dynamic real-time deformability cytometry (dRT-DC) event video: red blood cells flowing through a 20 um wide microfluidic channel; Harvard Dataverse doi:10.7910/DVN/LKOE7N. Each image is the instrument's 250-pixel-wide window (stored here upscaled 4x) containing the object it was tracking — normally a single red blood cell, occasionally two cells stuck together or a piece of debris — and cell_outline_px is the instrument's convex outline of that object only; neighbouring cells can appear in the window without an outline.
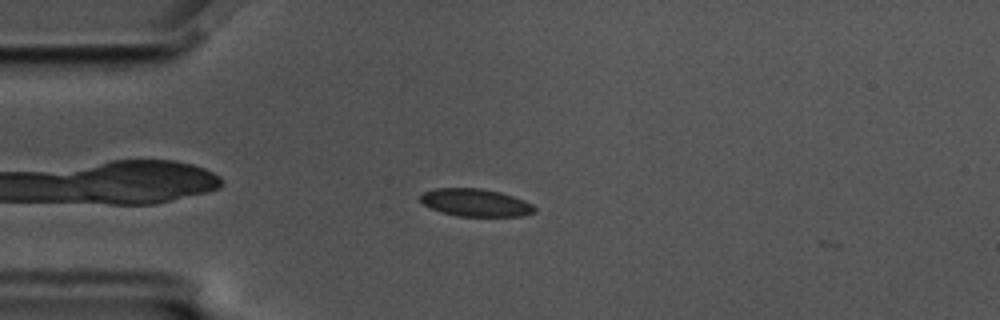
{"species": "common noctule bat (a hibernating species)", "species_latin": "Nyctalus noctula", "temperature_condition": "cold", "stored_images_in_passage": 50, "camera_frame_rate_fps": 3000, "um_per_image_px": 0.085, "animal": {"sex": "male", "body_mass_g": 17.5, "forearm_length_mm": 52.3}, "frame": {"image": 1, "passage_image": 7, "time_ms": 2.0, "image_size_px": [1000, 320], "cell_outline_px": [[536, 212], [524, 216], [456, 216], [440, 212], [424, 204], [420, 200], [420, 196], [424, 192], [436, 188], [480, 188], [500, 192], [524, 200], [532, 204], [536, 208]], "centroid_in_image_um": [40.44, 17.23], "position_along_channel_um": 44.6, "area_um2": 18.38}}
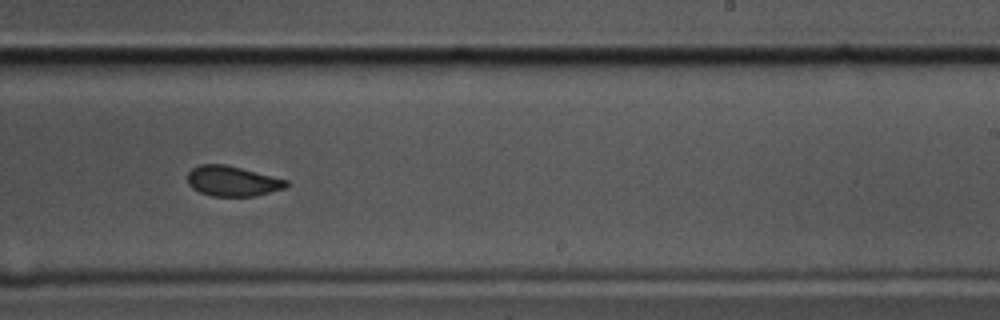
{"frame": {"image": 2, "passage_image": 28, "time_ms": 9.0, "image_size_px": [1000, 320], "cell_outline_px": [[292, 184], [284, 188], [256, 196], [212, 196], [200, 192], [192, 188], [188, 184], [188, 172], [192, 168], [200, 164], [224, 164], [288, 180]], "centroid_in_image_um": [19.76, 15.4], "position_along_channel_um": 269.2, "area_um2": 17.34}}
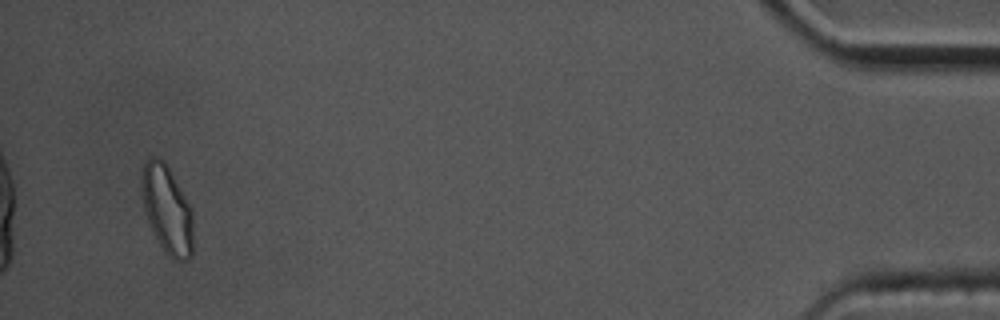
{"frame": {"image": 3, "passage_image": 48, "time_ms": 15.667, "image_size_px": [1000, 320], "cell_outline_px": [[192, 256], [188, 260], [172, 260], [164, 252], [152, 232], [148, 224], [144, 212], [140, 192], [140, 176], [144, 160], [148, 156], [152, 156], [164, 160], [168, 164], [192, 212]], "centroid_in_image_um": [14.14, 17.77], "position_along_channel_um": 421.1, "area_um2": 27.11}, "authors_computed_cell_mechanics": {"area_um2": 18.6694, "velocity_mm_per_s": 3.4677, "shape_relaxation_time_tau1_ms": 7.1924, "shape_relaxation_time_tau2_ms": 0.6397, "deformation_change_tau1": 0.1273, "deformation_change_tau2": 0.0504}}